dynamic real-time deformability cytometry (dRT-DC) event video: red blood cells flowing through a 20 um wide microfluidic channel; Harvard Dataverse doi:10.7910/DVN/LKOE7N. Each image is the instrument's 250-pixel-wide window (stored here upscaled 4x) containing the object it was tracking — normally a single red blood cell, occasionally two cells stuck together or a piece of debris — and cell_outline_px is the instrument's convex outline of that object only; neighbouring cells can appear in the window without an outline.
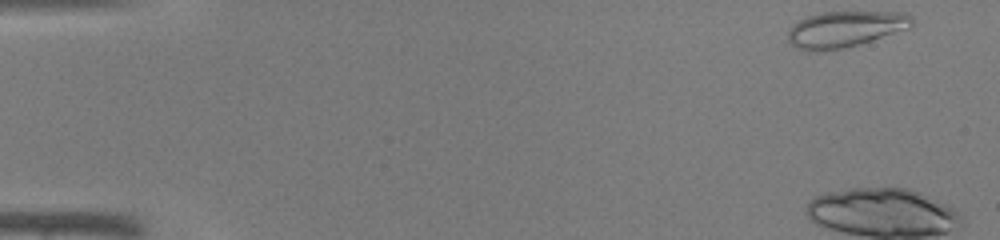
{"species": "common noctule bat (a hibernating species)", "species_latin": "Nyctalus noctula", "temperature_condition": "warm", "stored_images_in_passage": 4, "camera_frame_rate_fps": 3000, "um_per_image_px": 0.085, "animal": {"sex": "male", "body_mass_g": 19.0, "forearm_length_mm": 50.8}, "frame": {"image": 1, "passage_image": 1, "time_ms": 0.0, "image_size_px": [1000, 240], "cell_outline_px": [[912, 24], [908, 28], [856, 44], [840, 48], [800, 48], [792, 44], [788, 40], [788, 32], [800, 20], [808, 16], [824, 12], [904, 12], [912, 16]], "centroid_in_image_um": [71.89, 2.42], "position_along_channel_um": 13.1, "area_um2": 24.68}}